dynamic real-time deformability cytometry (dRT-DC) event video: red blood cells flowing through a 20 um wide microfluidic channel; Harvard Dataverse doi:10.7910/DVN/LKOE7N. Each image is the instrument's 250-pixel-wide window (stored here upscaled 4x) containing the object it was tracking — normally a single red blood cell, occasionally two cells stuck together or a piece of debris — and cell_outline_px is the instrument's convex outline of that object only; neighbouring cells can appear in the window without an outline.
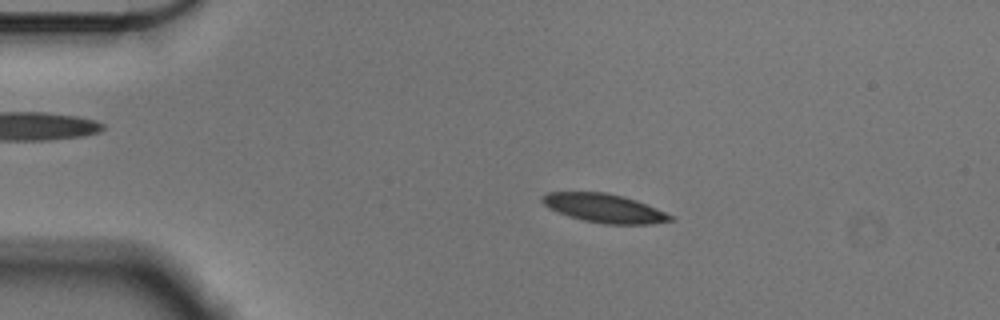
{"species": "Egyptian fruit bat (a non-hibernating species)", "species_latin": "Rousettus aegyptiacus", "temperature_condition": "cold", "stored_images_in_passage": 56, "camera_frame_rate_fps": 3000, "um_per_image_px": 0.085, "animal": {"sex": "male"}, "frame": {"image": 1, "passage_image": 11, "time_ms": 3.333, "image_size_px": [1000, 320], "cell_outline_px": [[676, 220], [652, 224], [604, 224], [584, 220], [568, 216], [548, 208], [540, 200], [540, 196], [548, 192], [604, 192], [624, 196], [636, 200], [656, 208], [672, 216]], "centroid_in_image_um": [51.34, 17.69], "position_along_channel_um": 33.7, "area_um2": 21.5}}
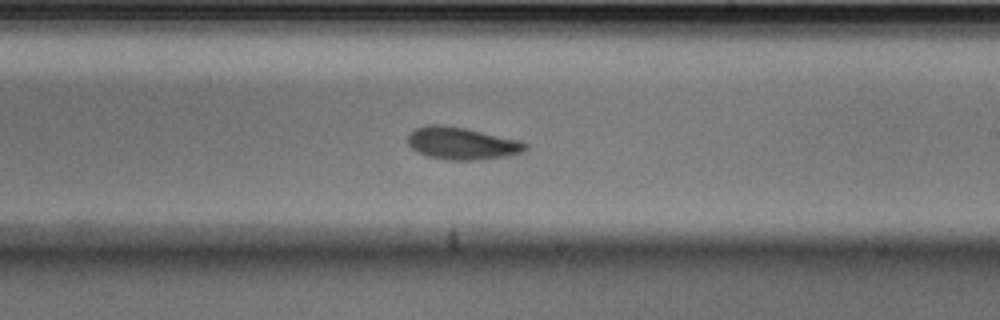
{"frame": {"image": 2, "passage_image": 33, "time_ms": 10.667, "image_size_px": [1000, 320], "cell_outline_px": [[528, 148], [524, 152], [508, 156], [476, 160], [448, 160], [428, 156], [412, 148], [408, 144], [408, 136], [416, 128], [432, 124], [440, 124], [464, 128], [520, 140], [528, 144]], "centroid_in_image_um": [39.31, 12.19], "position_along_channel_um": 249.7, "area_um2": 22.02}}
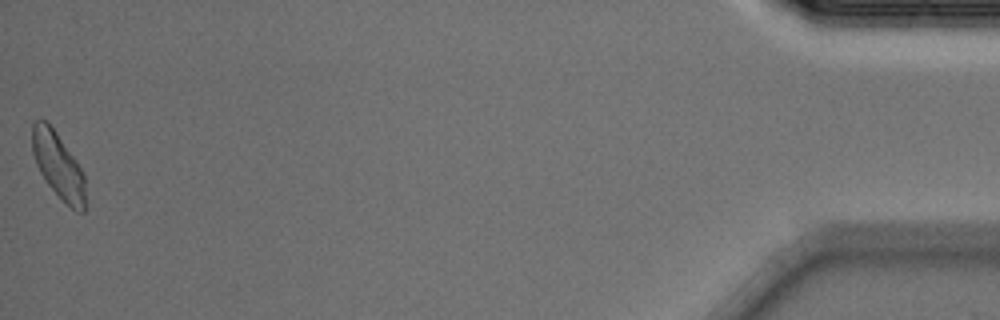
{"frame": {"image": 3, "passage_image": 56, "time_ms": 18.333, "image_size_px": [1000, 320], "cell_outline_px": [[84, 212], [76, 212], [48, 184], [40, 172], [36, 164], [32, 152], [32, 120], [40, 116], [48, 120], [76, 160], [84, 172]], "centroid_in_image_um": [4.91, 13.95], "position_along_channel_um": 430.3, "area_um2": 20.46}, "authors_computed_cell_mechanics": {"area_um2": 21.4438, "velocity_mm_per_s": 3.5633, "shape_relaxation_time_tau1_ms": 3.8783, "shape_relaxation_time_tau2_ms": 4.0503, "deformation_change_tau1": 0.0984, "deformation_change_tau2": 0.0871}}